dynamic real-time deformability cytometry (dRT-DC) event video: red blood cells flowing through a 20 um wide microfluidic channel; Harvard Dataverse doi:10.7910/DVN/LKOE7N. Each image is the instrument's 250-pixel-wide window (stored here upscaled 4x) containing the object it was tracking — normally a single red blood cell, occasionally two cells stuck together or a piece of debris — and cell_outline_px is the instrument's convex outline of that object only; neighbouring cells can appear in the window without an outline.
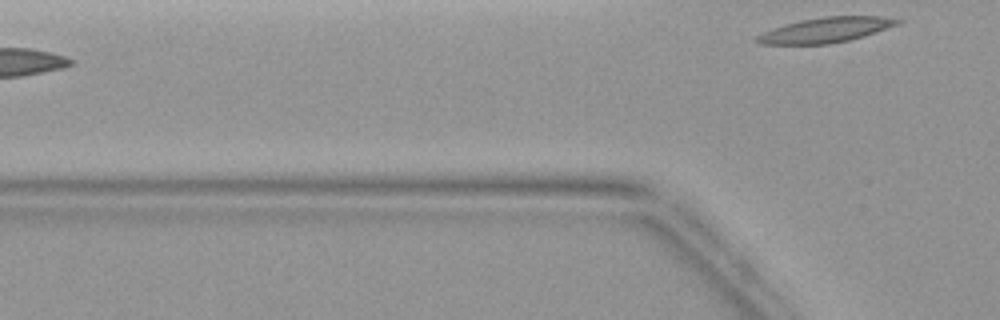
{"species": "common noctule bat (a hibernating species)", "species_latin": "Nyctalus noctula", "temperature_condition": "warm", "stored_images_in_passage": 3, "camera_frame_rate_fps": 3000, "um_per_image_px": 0.085, "animal": {"sex": "female", "body_mass_g": 19.9}, "frame": {"image": 1, "passage_image": 3, "time_ms": 2.333, "image_size_px": [1000, 320], "cell_outline_px": [[904, 20], [900, 24], [864, 36], [848, 40], [828, 44], [756, 44], [752, 40], [756, 36], [772, 28], [784, 24], [800, 20], [824, 16], [880, 16]], "centroid_in_image_um": [70.16, 2.55], "position_along_channel_um": 55.6, "area_um2": 20.69}}